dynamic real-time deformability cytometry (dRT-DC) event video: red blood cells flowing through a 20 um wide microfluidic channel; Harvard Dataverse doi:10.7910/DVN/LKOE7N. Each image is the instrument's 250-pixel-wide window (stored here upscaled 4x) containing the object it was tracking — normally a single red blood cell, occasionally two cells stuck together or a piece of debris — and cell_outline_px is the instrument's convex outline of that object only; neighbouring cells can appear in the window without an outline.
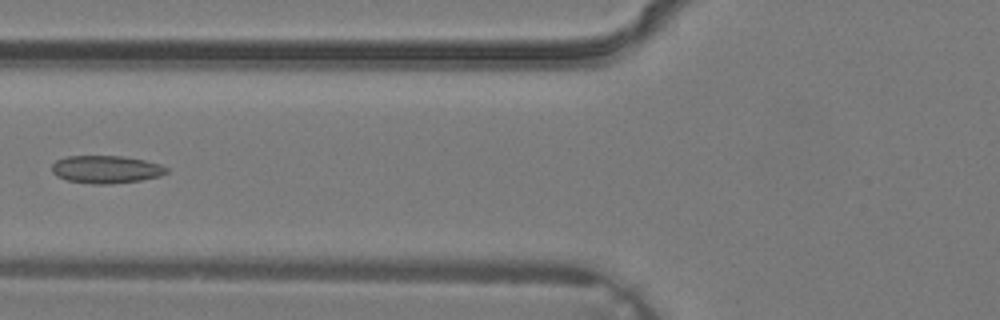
{"species": "common noctule bat (a hibernating species)", "species_latin": "Nyctalus noctula", "temperature_condition": "warm", "stored_images_in_passage": 4, "camera_frame_rate_fps": 3000, "um_per_image_px": 0.085, "animal": {"sex": "male", "body_mass_g": 19.2, "forearm_length_mm": 51.8}, "frame": {"image": 1, "passage_image": 4, "time_ms": 1.0, "image_size_px": [1000, 320], "cell_outline_px": [[168, 172], [160, 176], [140, 180], [112, 184], [92, 184], [68, 180], [56, 176], [52, 172], [52, 164], [56, 160], [68, 156], [124, 156], [144, 160], [160, 164], [168, 168]], "centroid_in_image_um": [9.02, 14.4], "position_along_channel_um": 116.8, "area_um2": 18.55}}